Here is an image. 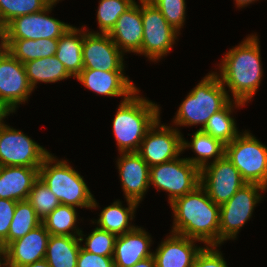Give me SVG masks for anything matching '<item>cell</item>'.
Here are the masks:
<instances>
[{"label": "cell", "mask_w": 267, "mask_h": 267, "mask_svg": "<svg viewBox=\"0 0 267 267\" xmlns=\"http://www.w3.org/2000/svg\"><path fill=\"white\" fill-rule=\"evenodd\" d=\"M170 205L174 213L172 233L219 246L220 206L211 201L201 185Z\"/></svg>", "instance_id": "6da1fadb"}, {"label": "cell", "mask_w": 267, "mask_h": 267, "mask_svg": "<svg viewBox=\"0 0 267 267\" xmlns=\"http://www.w3.org/2000/svg\"><path fill=\"white\" fill-rule=\"evenodd\" d=\"M256 35L248 36L239 46L231 48L220 66L221 83L231 91L234 106H244L256 94L262 77L260 46Z\"/></svg>", "instance_id": "7a4b0ae2"}, {"label": "cell", "mask_w": 267, "mask_h": 267, "mask_svg": "<svg viewBox=\"0 0 267 267\" xmlns=\"http://www.w3.org/2000/svg\"><path fill=\"white\" fill-rule=\"evenodd\" d=\"M138 93L139 90L121 101L113 119L112 128L120 153L137 152L148 130L160 117L158 105L140 98Z\"/></svg>", "instance_id": "3957f363"}, {"label": "cell", "mask_w": 267, "mask_h": 267, "mask_svg": "<svg viewBox=\"0 0 267 267\" xmlns=\"http://www.w3.org/2000/svg\"><path fill=\"white\" fill-rule=\"evenodd\" d=\"M230 95L219 80L218 74L209 73L187 95L180 104L173 123L180 126L201 124L203 129L209 118L222 110L229 102Z\"/></svg>", "instance_id": "277c9868"}, {"label": "cell", "mask_w": 267, "mask_h": 267, "mask_svg": "<svg viewBox=\"0 0 267 267\" xmlns=\"http://www.w3.org/2000/svg\"><path fill=\"white\" fill-rule=\"evenodd\" d=\"M39 178L62 205L91 209L98 206L83 177L65 160L57 161L51 153L39 167Z\"/></svg>", "instance_id": "5b68a950"}, {"label": "cell", "mask_w": 267, "mask_h": 267, "mask_svg": "<svg viewBox=\"0 0 267 267\" xmlns=\"http://www.w3.org/2000/svg\"><path fill=\"white\" fill-rule=\"evenodd\" d=\"M224 155L239 170L246 183L267 188V147L244 131L225 145Z\"/></svg>", "instance_id": "8992f818"}, {"label": "cell", "mask_w": 267, "mask_h": 267, "mask_svg": "<svg viewBox=\"0 0 267 267\" xmlns=\"http://www.w3.org/2000/svg\"><path fill=\"white\" fill-rule=\"evenodd\" d=\"M139 1L144 32L138 54L156 61L170 52L179 31L167 22L160 10L149 0Z\"/></svg>", "instance_id": "52a82bcc"}, {"label": "cell", "mask_w": 267, "mask_h": 267, "mask_svg": "<svg viewBox=\"0 0 267 267\" xmlns=\"http://www.w3.org/2000/svg\"><path fill=\"white\" fill-rule=\"evenodd\" d=\"M0 114V166L40 167L50 154L35 141L6 124Z\"/></svg>", "instance_id": "ba28073f"}, {"label": "cell", "mask_w": 267, "mask_h": 267, "mask_svg": "<svg viewBox=\"0 0 267 267\" xmlns=\"http://www.w3.org/2000/svg\"><path fill=\"white\" fill-rule=\"evenodd\" d=\"M150 184L168 192L169 203L200 185V169L185 158L150 167Z\"/></svg>", "instance_id": "9c48e42d"}, {"label": "cell", "mask_w": 267, "mask_h": 267, "mask_svg": "<svg viewBox=\"0 0 267 267\" xmlns=\"http://www.w3.org/2000/svg\"><path fill=\"white\" fill-rule=\"evenodd\" d=\"M267 188L256 183H246L226 203L220 206L219 245L236 238L239 230L251 218L254 207L260 201L259 191Z\"/></svg>", "instance_id": "30bf717a"}, {"label": "cell", "mask_w": 267, "mask_h": 267, "mask_svg": "<svg viewBox=\"0 0 267 267\" xmlns=\"http://www.w3.org/2000/svg\"><path fill=\"white\" fill-rule=\"evenodd\" d=\"M32 91L24 64L3 47L0 50V114L15 112L17 105L27 101Z\"/></svg>", "instance_id": "8fae6325"}, {"label": "cell", "mask_w": 267, "mask_h": 267, "mask_svg": "<svg viewBox=\"0 0 267 267\" xmlns=\"http://www.w3.org/2000/svg\"><path fill=\"white\" fill-rule=\"evenodd\" d=\"M245 184L239 170L225 155L200 169V185L216 205L226 203Z\"/></svg>", "instance_id": "7c38bea8"}, {"label": "cell", "mask_w": 267, "mask_h": 267, "mask_svg": "<svg viewBox=\"0 0 267 267\" xmlns=\"http://www.w3.org/2000/svg\"><path fill=\"white\" fill-rule=\"evenodd\" d=\"M56 2L42 11L12 19L3 28V39H59L72 26L47 16Z\"/></svg>", "instance_id": "4fadbf2b"}, {"label": "cell", "mask_w": 267, "mask_h": 267, "mask_svg": "<svg viewBox=\"0 0 267 267\" xmlns=\"http://www.w3.org/2000/svg\"><path fill=\"white\" fill-rule=\"evenodd\" d=\"M182 143L183 137L178 128L176 130L170 126L160 125L158 120L148 130L137 153L151 167L178 158L183 151Z\"/></svg>", "instance_id": "5bb4252c"}, {"label": "cell", "mask_w": 267, "mask_h": 267, "mask_svg": "<svg viewBox=\"0 0 267 267\" xmlns=\"http://www.w3.org/2000/svg\"><path fill=\"white\" fill-rule=\"evenodd\" d=\"M83 28V68L124 71V53L108 34L85 32Z\"/></svg>", "instance_id": "9a60e30c"}, {"label": "cell", "mask_w": 267, "mask_h": 267, "mask_svg": "<svg viewBox=\"0 0 267 267\" xmlns=\"http://www.w3.org/2000/svg\"><path fill=\"white\" fill-rule=\"evenodd\" d=\"M50 234L43 223L4 250L5 267H21L45 259Z\"/></svg>", "instance_id": "2e32d148"}, {"label": "cell", "mask_w": 267, "mask_h": 267, "mask_svg": "<svg viewBox=\"0 0 267 267\" xmlns=\"http://www.w3.org/2000/svg\"><path fill=\"white\" fill-rule=\"evenodd\" d=\"M117 165L126 200L140 203L150 186V166L137 152H121Z\"/></svg>", "instance_id": "e0dca14e"}, {"label": "cell", "mask_w": 267, "mask_h": 267, "mask_svg": "<svg viewBox=\"0 0 267 267\" xmlns=\"http://www.w3.org/2000/svg\"><path fill=\"white\" fill-rule=\"evenodd\" d=\"M123 71H103L83 68L76 77L85 87L106 96H122L127 100L138 88Z\"/></svg>", "instance_id": "ac0fdd59"}, {"label": "cell", "mask_w": 267, "mask_h": 267, "mask_svg": "<svg viewBox=\"0 0 267 267\" xmlns=\"http://www.w3.org/2000/svg\"><path fill=\"white\" fill-rule=\"evenodd\" d=\"M198 240L172 233L153 252L156 267H193L196 255L203 247H197Z\"/></svg>", "instance_id": "d6986e66"}, {"label": "cell", "mask_w": 267, "mask_h": 267, "mask_svg": "<svg viewBox=\"0 0 267 267\" xmlns=\"http://www.w3.org/2000/svg\"><path fill=\"white\" fill-rule=\"evenodd\" d=\"M141 6L136 2L125 11L108 33L122 52L138 53L143 40Z\"/></svg>", "instance_id": "ffe728a7"}, {"label": "cell", "mask_w": 267, "mask_h": 267, "mask_svg": "<svg viewBox=\"0 0 267 267\" xmlns=\"http://www.w3.org/2000/svg\"><path fill=\"white\" fill-rule=\"evenodd\" d=\"M151 237L141 227L117 236L113 261L115 267H131L139 261L153 256L150 252Z\"/></svg>", "instance_id": "44dd1931"}, {"label": "cell", "mask_w": 267, "mask_h": 267, "mask_svg": "<svg viewBox=\"0 0 267 267\" xmlns=\"http://www.w3.org/2000/svg\"><path fill=\"white\" fill-rule=\"evenodd\" d=\"M39 178V167L0 166V198L27 200L34 182Z\"/></svg>", "instance_id": "7402d4cb"}, {"label": "cell", "mask_w": 267, "mask_h": 267, "mask_svg": "<svg viewBox=\"0 0 267 267\" xmlns=\"http://www.w3.org/2000/svg\"><path fill=\"white\" fill-rule=\"evenodd\" d=\"M82 46L83 30L73 26L58 39L55 56L64 64L67 72L74 78L83 69Z\"/></svg>", "instance_id": "603a6c76"}, {"label": "cell", "mask_w": 267, "mask_h": 267, "mask_svg": "<svg viewBox=\"0 0 267 267\" xmlns=\"http://www.w3.org/2000/svg\"><path fill=\"white\" fill-rule=\"evenodd\" d=\"M83 235L81 233L79 238L50 235L45 256L48 265L50 267H76L81 249L80 243L84 240Z\"/></svg>", "instance_id": "cb8c5ba5"}, {"label": "cell", "mask_w": 267, "mask_h": 267, "mask_svg": "<svg viewBox=\"0 0 267 267\" xmlns=\"http://www.w3.org/2000/svg\"><path fill=\"white\" fill-rule=\"evenodd\" d=\"M58 39H3V46L21 63L54 56Z\"/></svg>", "instance_id": "d4e9b609"}, {"label": "cell", "mask_w": 267, "mask_h": 267, "mask_svg": "<svg viewBox=\"0 0 267 267\" xmlns=\"http://www.w3.org/2000/svg\"><path fill=\"white\" fill-rule=\"evenodd\" d=\"M121 204L120 201H115L112 205L105 207L101 211L97 221L100 229L120 236L136 228V226L129 225V220H133L135 208L138 207L139 203L127 199V208Z\"/></svg>", "instance_id": "484cf974"}, {"label": "cell", "mask_w": 267, "mask_h": 267, "mask_svg": "<svg viewBox=\"0 0 267 267\" xmlns=\"http://www.w3.org/2000/svg\"><path fill=\"white\" fill-rule=\"evenodd\" d=\"M27 79L34 90L39 82L55 83L72 77L64 64L54 55L24 63Z\"/></svg>", "instance_id": "4316f807"}, {"label": "cell", "mask_w": 267, "mask_h": 267, "mask_svg": "<svg viewBox=\"0 0 267 267\" xmlns=\"http://www.w3.org/2000/svg\"><path fill=\"white\" fill-rule=\"evenodd\" d=\"M182 147L183 151L189 147L197 154V157L185 159L199 169L208 164L209 158L213 157V162H215L221 159L225 153V144L202 130H197L189 143L183 139Z\"/></svg>", "instance_id": "83f0119b"}, {"label": "cell", "mask_w": 267, "mask_h": 267, "mask_svg": "<svg viewBox=\"0 0 267 267\" xmlns=\"http://www.w3.org/2000/svg\"><path fill=\"white\" fill-rule=\"evenodd\" d=\"M77 222V212L74 206L60 204L42 223L50 235L79 236L82 232L74 226ZM69 230L73 231L70 232ZM76 230V231H75ZM76 234V235H75Z\"/></svg>", "instance_id": "f1b7e54d"}, {"label": "cell", "mask_w": 267, "mask_h": 267, "mask_svg": "<svg viewBox=\"0 0 267 267\" xmlns=\"http://www.w3.org/2000/svg\"><path fill=\"white\" fill-rule=\"evenodd\" d=\"M232 102L231 100L222 110L213 114L201 129L225 145L231 143L240 134L234 118L231 117L232 107H234Z\"/></svg>", "instance_id": "f546056e"}, {"label": "cell", "mask_w": 267, "mask_h": 267, "mask_svg": "<svg viewBox=\"0 0 267 267\" xmlns=\"http://www.w3.org/2000/svg\"><path fill=\"white\" fill-rule=\"evenodd\" d=\"M42 223L32 205L27 200L17 201L14 217L8 232V245L24 237Z\"/></svg>", "instance_id": "4dcf8cb0"}, {"label": "cell", "mask_w": 267, "mask_h": 267, "mask_svg": "<svg viewBox=\"0 0 267 267\" xmlns=\"http://www.w3.org/2000/svg\"><path fill=\"white\" fill-rule=\"evenodd\" d=\"M51 0H0V27L4 28L12 19L45 9Z\"/></svg>", "instance_id": "1f68e13d"}, {"label": "cell", "mask_w": 267, "mask_h": 267, "mask_svg": "<svg viewBox=\"0 0 267 267\" xmlns=\"http://www.w3.org/2000/svg\"><path fill=\"white\" fill-rule=\"evenodd\" d=\"M27 201L32 205L41 221L60 205L57 197L40 178L34 182Z\"/></svg>", "instance_id": "d6a6232c"}, {"label": "cell", "mask_w": 267, "mask_h": 267, "mask_svg": "<svg viewBox=\"0 0 267 267\" xmlns=\"http://www.w3.org/2000/svg\"><path fill=\"white\" fill-rule=\"evenodd\" d=\"M134 3L135 0H101L97 10V21L101 33L108 34L118 18Z\"/></svg>", "instance_id": "836d02e7"}, {"label": "cell", "mask_w": 267, "mask_h": 267, "mask_svg": "<svg viewBox=\"0 0 267 267\" xmlns=\"http://www.w3.org/2000/svg\"><path fill=\"white\" fill-rule=\"evenodd\" d=\"M116 238L115 234L96 227L85 239V246L81 247L93 254L113 257Z\"/></svg>", "instance_id": "e575fe53"}, {"label": "cell", "mask_w": 267, "mask_h": 267, "mask_svg": "<svg viewBox=\"0 0 267 267\" xmlns=\"http://www.w3.org/2000/svg\"><path fill=\"white\" fill-rule=\"evenodd\" d=\"M156 6L167 22L180 32L185 21V0H149Z\"/></svg>", "instance_id": "d590c367"}, {"label": "cell", "mask_w": 267, "mask_h": 267, "mask_svg": "<svg viewBox=\"0 0 267 267\" xmlns=\"http://www.w3.org/2000/svg\"><path fill=\"white\" fill-rule=\"evenodd\" d=\"M17 201L0 198V243L8 246V232L14 217Z\"/></svg>", "instance_id": "8d00e7d4"}, {"label": "cell", "mask_w": 267, "mask_h": 267, "mask_svg": "<svg viewBox=\"0 0 267 267\" xmlns=\"http://www.w3.org/2000/svg\"><path fill=\"white\" fill-rule=\"evenodd\" d=\"M216 245L203 247L195 257L193 267H228Z\"/></svg>", "instance_id": "74e56055"}, {"label": "cell", "mask_w": 267, "mask_h": 267, "mask_svg": "<svg viewBox=\"0 0 267 267\" xmlns=\"http://www.w3.org/2000/svg\"><path fill=\"white\" fill-rule=\"evenodd\" d=\"M76 267H115L113 257L100 256L85 251L82 247L77 257Z\"/></svg>", "instance_id": "f35d334b"}, {"label": "cell", "mask_w": 267, "mask_h": 267, "mask_svg": "<svg viewBox=\"0 0 267 267\" xmlns=\"http://www.w3.org/2000/svg\"><path fill=\"white\" fill-rule=\"evenodd\" d=\"M131 267H156L155 259L153 256L145 258Z\"/></svg>", "instance_id": "ab89813d"}, {"label": "cell", "mask_w": 267, "mask_h": 267, "mask_svg": "<svg viewBox=\"0 0 267 267\" xmlns=\"http://www.w3.org/2000/svg\"><path fill=\"white\" fill-rule=\"evenodd\" d=\"M21 267H50L45 259Z\"/></svg>", "instance_id": "60d3db41"}, {"label": "cell", "mask_w": 267, "mask_h": 267, "mask_svg": "<svg viewBox=\"0 0 267 267\" xmlns=\"http://www.w3.org/2000/svg\"><path fill=\"white\" fill-rule=\"evenodd\" d=\"M256 0H235L237 7H244Z\"/></svg>", "instance_id": "b9f144b4"}, {"label": "cell", "mask_w": 267, "mask_h": 267, "mask_svg": "<svg viewBox=\"0 0 267 267\" xmlns=\"http://www.w3.org/2000/svg\"><path fill=\"white\" fill-rule=\"evenodd\" d=\"M2 256L3 261H4V256H5V250L3 245L0 243V257ZM0 266H5V263H2V259L0 258Z\"/></svg>", "instance_id": "7bdbcfd3"}, {"label": "cell", "mask_w": 267, "mask_h": 267, "mask_svg": "<svg viewBox=\"0 0 267 267\" xmlns=\"http://www.w3.org/2000/svg\"><path fill=\"white\" fill-rule=\"evenodd\" d=\"M0 50L4 47L3 46V28L0 27Z\"/></svg>", "instance_id": "ee69618b"}]
</instances>
